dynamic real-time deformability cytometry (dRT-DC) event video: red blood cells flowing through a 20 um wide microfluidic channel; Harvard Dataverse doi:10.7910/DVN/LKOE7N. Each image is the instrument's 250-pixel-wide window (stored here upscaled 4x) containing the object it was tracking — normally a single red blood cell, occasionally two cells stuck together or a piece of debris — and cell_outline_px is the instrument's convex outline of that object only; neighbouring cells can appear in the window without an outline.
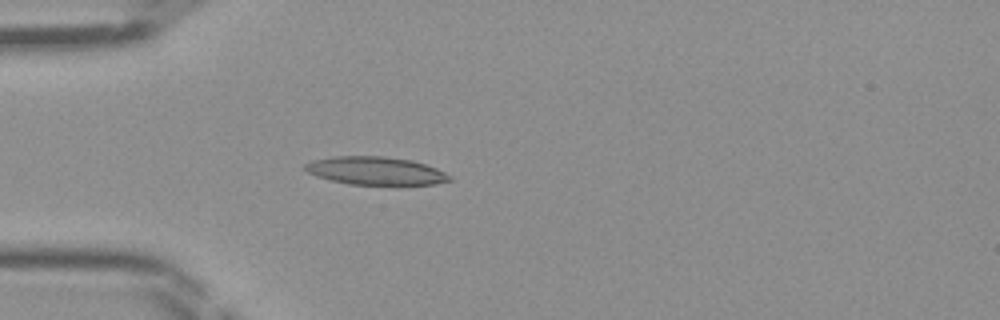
{"species": "Egyptian fruit bat (a non-hibernating species)", "species_latin": "Rousettus aegyptiacus", "temperature_condition": "room temperature", "stored_images_in_passage": 34, "camera_frame_rate_fps": 3000, "um_per_image_px": 0.085, "frame": {"image": 1, "passage_image": 1, "time_ms": 0.0, "image_size_px": [1000, 320], "cell_outline_px": [[452, 180], [436, 184], [348, 184], [316, 176], [308, 172], [304, 168], [304, 164], [312, 160], [332, 156], [384, 156], [412, 160], [436, 168], [452, 176]], "centroid_in_image_um": [31.92, 14.51], "position_along_channel_um": 53.1, "area_um2": 23.52}}
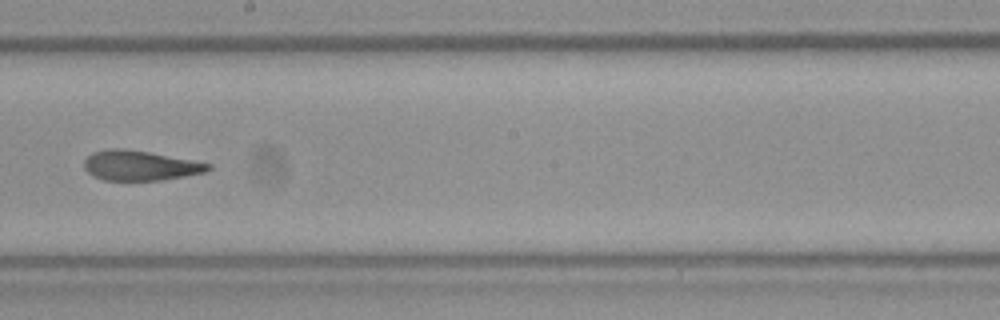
{"frame": {"image": 2, "passage_image": 14, "time_ms": 4.333, "image_size_px": [1000, 320], "cell_outline_px": [[212, 168], [204, 172], [164, 180], [104, 180], [92, 176], [84, 168], [84, 160], [92, 152], [108, 148], [124, 148], [148, 152], [192, 160], [212, 164]], "centroid_in_image_um": [11.87, 14.07], "position_along_channel_um": 236.3, "area_um2": 21.62}}
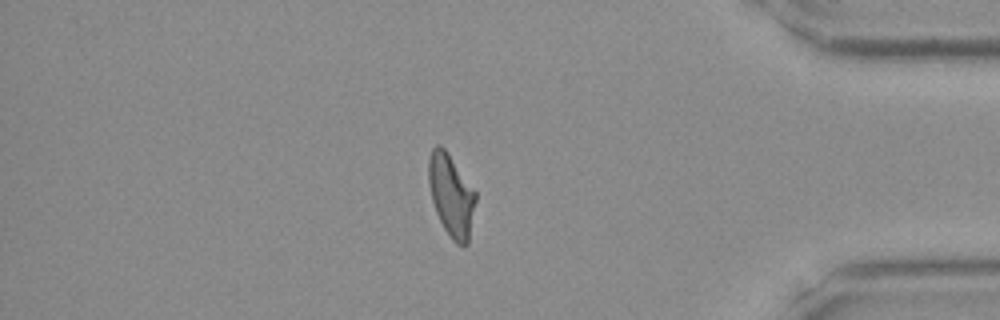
{"frame": {"image": 3, "passage_image": 27, "time_ms": 8.667, "image_size_px": [1000, 320], "cell_outline_px": [[476, 200], [468, 244], [456, 244], [452, 240], [444, 228], [436, 212], [432, 200], [428, 184], [428, 160], [432, 148], [436, 144], [440, 144], [444, 148], [476, 192]], "centroid_in_image_um": [38.34, 16.59], "position_along_channel_um": 396.9, "area_um2": 22.37}}